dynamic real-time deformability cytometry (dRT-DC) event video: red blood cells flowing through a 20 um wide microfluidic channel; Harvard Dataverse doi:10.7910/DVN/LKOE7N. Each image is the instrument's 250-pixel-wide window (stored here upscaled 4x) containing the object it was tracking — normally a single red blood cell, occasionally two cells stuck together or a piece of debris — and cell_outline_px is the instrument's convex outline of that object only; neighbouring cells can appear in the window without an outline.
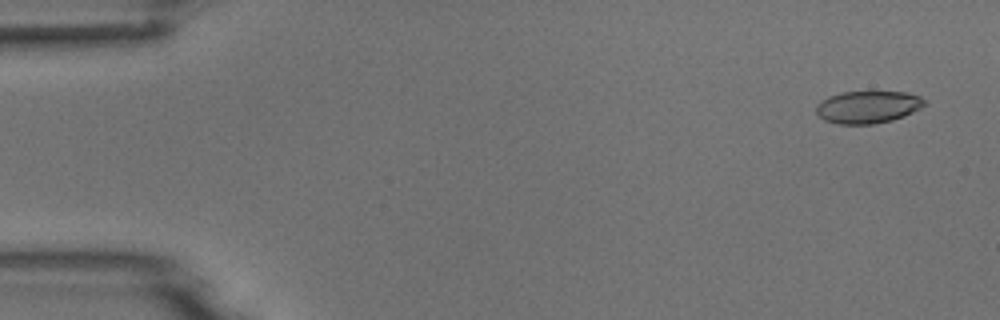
{"species": "common noctule bat (a hibernating species)", "species_latin": "Nyctalus noctula", "temperature_condition": "room temperature", "stored_images_in_passage": 4, "camera_frame_rate_fps": 3000, "um_per_image_px": 0.085, "animal": {"sex": "male", "body_mass_g": 18.8}, "frame": {"image": 1, "passage_image": 1, "time_ms": 0.0, "image_size_px": [1000, 320], "cell_outline_px": [[928, 104], [904, 116], [892, 120], [872, 124], [836, 124], [824, 120], [816, 112], [816, 104], [820, 100], [828, 96], [840, 92], [904, 92], [920, 96]], "centroid_in_image_um": [73.74, 9.09], "position_along_channel_um": 11.3, "area_um2": 20.52}}
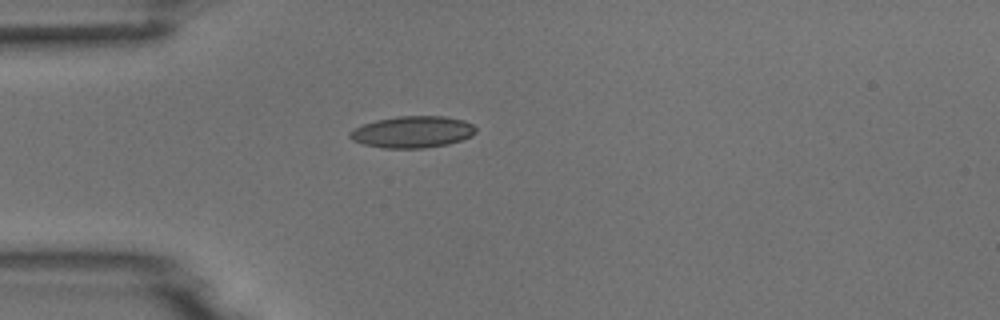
{"frame": {"image": 2, "passage_image": 4, "time_ms": 4.0, "image_size_px": [1000, 320], "cell_outline_px": [[476, 132], [472, 136], [448, 144], [424, 148], [384, 148], [364, 144], [352, 140], [348, 136], [348, 132], [364, 124], [376, 120], [396, 116], [444, 116], [464, 120], [472, 124], [476, 128]], "centroid_in_image_um": [35.07, 11.21], "position_along_channel_um": 49.9, "area_um2": 23.24}}